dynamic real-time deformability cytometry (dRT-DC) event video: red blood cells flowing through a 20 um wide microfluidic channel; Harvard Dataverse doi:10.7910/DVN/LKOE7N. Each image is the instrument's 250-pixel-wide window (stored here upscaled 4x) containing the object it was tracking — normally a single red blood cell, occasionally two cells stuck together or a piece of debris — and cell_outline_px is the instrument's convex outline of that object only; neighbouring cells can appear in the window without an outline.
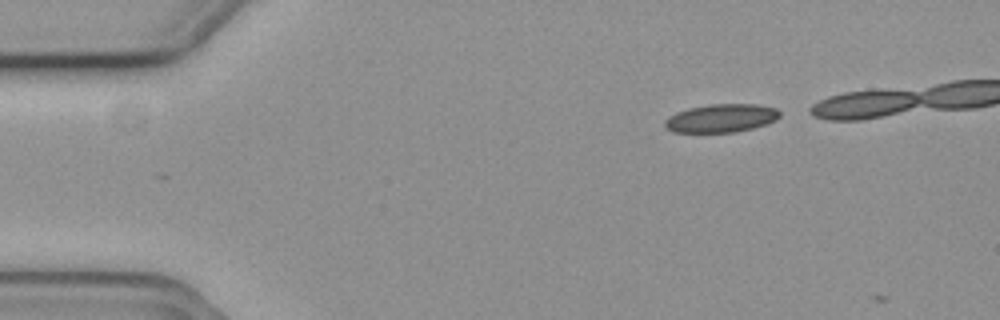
{"species": "common noctule bat (a hibernating species)", "species_latin": "Nyctalus noctula", "temperature_condition": "cold", "stored_images_in_passage": 4, "camera_frame_rate_fps": 3000, "um_per_image_px": 0.085, "animal": {"sex": "female", "body_mass_g": 19.3, "forearm_length_mm": 54.1}, "frame": {"image": 1, "passage_image": 2, "time_ms": 0.333, "image_size_px": [1000, 320], "cell_outline_px": [[780, 116], [776, 120], [752, 128], [736, 132], [672, 132], [664, 124], [664, 120], [668, 116], [676, 112], [688, 108], [708, 104], [756, 104], [776, 108], [780, 112]], "centroid_in_image_um": [61.28, 10.03], "position_along_channel_um": 23.7, "area_um2": 18.96}}